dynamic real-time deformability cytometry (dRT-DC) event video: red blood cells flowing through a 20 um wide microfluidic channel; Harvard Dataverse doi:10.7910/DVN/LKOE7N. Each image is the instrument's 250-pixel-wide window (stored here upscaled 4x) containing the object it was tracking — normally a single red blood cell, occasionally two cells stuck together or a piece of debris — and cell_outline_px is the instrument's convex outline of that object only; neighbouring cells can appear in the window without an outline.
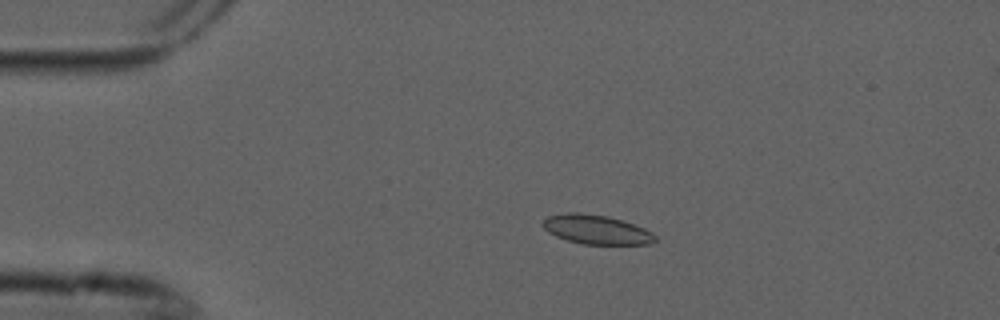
{"species": "common noctule bat (a hibernating species)", "species_latin": "Nyctalus noctula", "temperature_condition": "cold", "stored_images_in_passage": 5, "camera_frame_rate_fps": 3000, "um_per_image_px": 0.085, "animal": {"sex": "male", "forearm_length_mm": 52.5}, "frame": {"image": 1, "passage_image": 3, "time_ms": 0.667, "image_size_px": [1000, 320], "cell_outline_px": [[656, 240], [648, 244], [584, 244], [568, 240], [556, 236], [548, 232], [540, 224], [548, 216], [568, 212], [580, 212], [608, 216], [644, 228], [652, 232], [656, 236]], "centroid_in_image_um": [50.66, 19.5], "position_along_channel_um": 34.3, "area_um2": 19.02}}